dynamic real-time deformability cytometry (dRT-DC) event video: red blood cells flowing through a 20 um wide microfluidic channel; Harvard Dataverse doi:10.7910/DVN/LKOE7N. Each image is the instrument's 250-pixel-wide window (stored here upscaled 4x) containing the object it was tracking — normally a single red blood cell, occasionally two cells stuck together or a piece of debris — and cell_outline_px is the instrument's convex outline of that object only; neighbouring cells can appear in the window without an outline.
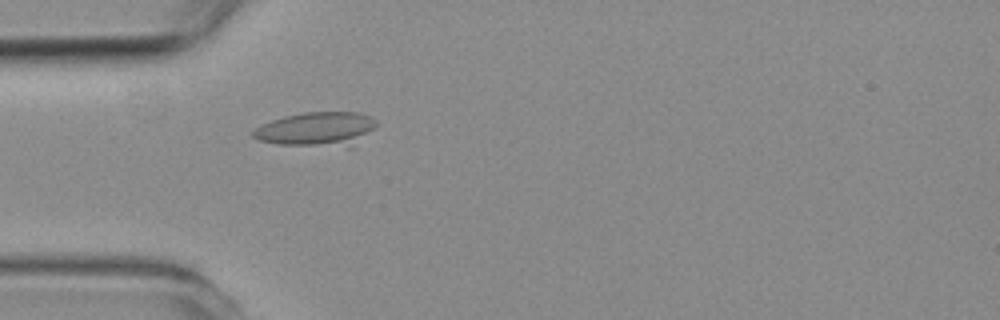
{"species": "common noctule bat (a hibernating species)", "species_latin": "Nyctalus noctula", "temperature_condition": "room temperature", "stored_images_in_passage": 55, "camera_frame_rate_fps": 3000, "um_per_image_px": 0.085, "animal": {"sex": "female", "body_mass_g": 19.3, "forearm_length_mm": 54.1}, "frame": {"image": 1, "passage_image": 17, "time_ms": 5.333, "image_size_px": [1000, 320], "cell_outline_px": [[376, 124], [352, 148], [348, 148], [276, 144], [260, 140], [252, 136], [252, 132], [256, 128], [272, 120], [284, 116], [304, 112], [360, 112], [372, 116], [376, 120]], "centroid_in_image_um": [26.95, 10.99], "position_along_channel_um": 58.0, "area_um2": 24.8}}
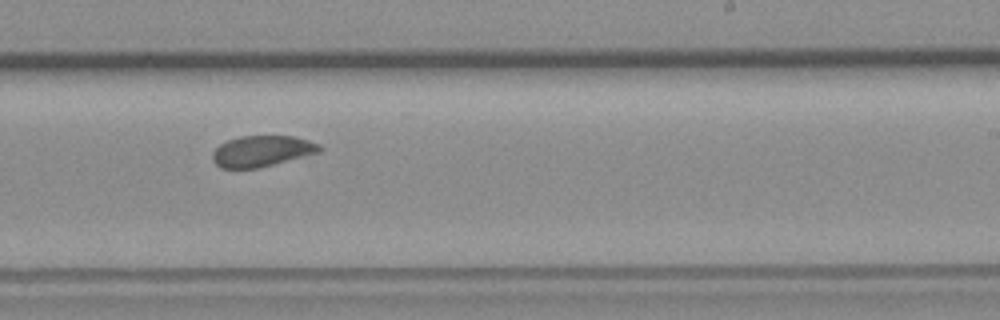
{"frame": {"image": 2, "passage_image": 34, "time_ms": 11.0, "image_size_px": [1000, 320], "cell_outline_px": [[324, 148], [320, 152], [260, 168], [220, 168], [212, 160], [212, 152], [220, 144], [228, 140], [240, 136], [296, 136], [320, 144]], "centroid_in_image_um": [22.28, 12.84], "position_along_channel_um": 266.7, "area_um2": 19.48}}
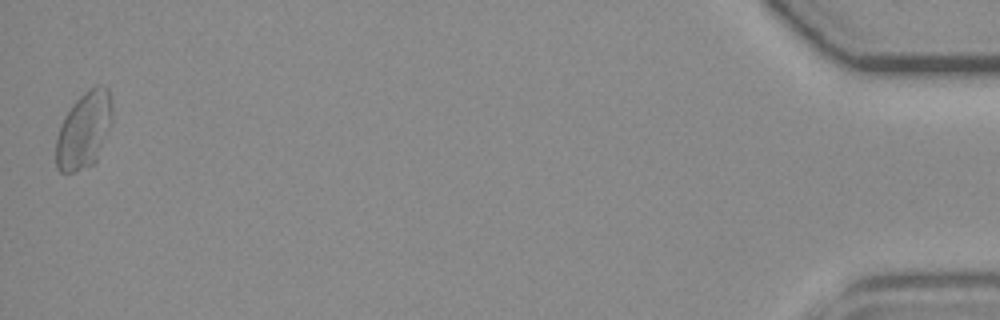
{"frame": {"image": 3, "passage_image": 55, "time_ms": 18.0, "image_size_px": [1000, 320], "cell_outline_px": [[112, 124], [96, 160], [92, 164], [72, 172], [60, 172], [56, 168], [56, 136], [60, 124], [64, 116], [72, 104], [84, 92], [96, 84], [104, 84], [108, 88], [112, 104]], "centroid_in_image_um": [7.15, 11.02], "position_along_channel_um": 428.1, "area_um2": 25.37}, "authors_computed_cell_mechanics": {"area_um2": 21.6172, "velocity_mm_per_s": 3.7419, "shape_relaxation_time_tau1_ms": 4.8484, "shape_relaxation_time_tau2_ms": null, "deformation_change_tau1": 0.1071, "deformation_change_tau2": null}}